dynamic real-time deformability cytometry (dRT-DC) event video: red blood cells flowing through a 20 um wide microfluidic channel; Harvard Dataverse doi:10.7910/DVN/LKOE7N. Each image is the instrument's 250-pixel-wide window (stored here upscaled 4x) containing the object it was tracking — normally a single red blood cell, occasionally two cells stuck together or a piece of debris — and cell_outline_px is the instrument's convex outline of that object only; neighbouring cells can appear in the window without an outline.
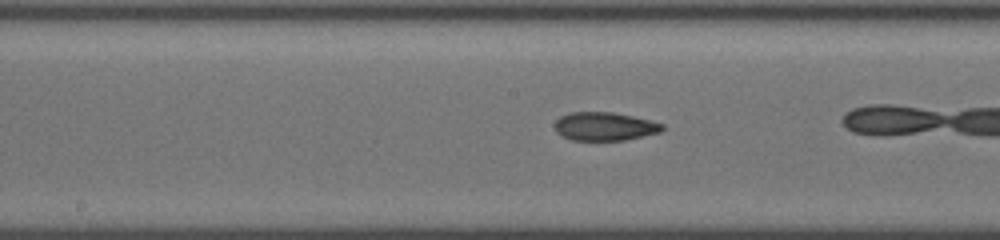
{"species": "common noctule bat (a hibernating species)", "species_latin": "Nyctalus noctula", "temperature_condition": "cold", "stored_images_in_passage": 35, "camera_frame_rate_fps": 3000, "um_per_image_px": 0.085, "animal": {"sex": "female", "body_mass_g": 19.5, "forearm_length_mm": 54.1}, "frame": {"image": 1, "passage_image": 20, "time_ms": 6.333, "image_size_px": [1000, 240], "cell_outline_px": [[664, 128], [660, 132], [624, 140], [572, 140], [556, 132], [556, 120], [560, 116], [568, 112], [612, 112], [632, 116], [664, 124]], "centroid_in_image_um": [51.38, 10.74], "position_along_channel_um": 196.8, "area_um2": 17.63}}